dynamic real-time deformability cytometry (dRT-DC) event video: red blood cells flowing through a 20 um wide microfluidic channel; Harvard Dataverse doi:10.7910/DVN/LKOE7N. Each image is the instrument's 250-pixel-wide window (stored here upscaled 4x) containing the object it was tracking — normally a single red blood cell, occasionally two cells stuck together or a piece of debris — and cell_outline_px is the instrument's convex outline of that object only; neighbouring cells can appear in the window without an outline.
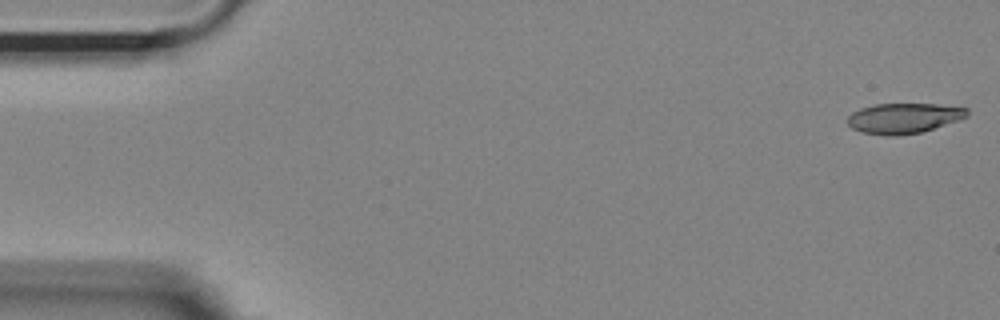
{"species": "Egyptian fruit bat (a non-hibernating species)", "species_latin": "Rousettus aegyptiacus", "temperature_condition": "room temperature", "stored_images_in_passage": 8, "camera_frame_rate_fps": 3000, "um_per_image_px": 0.085, "animal": {"sex": "female"}, "frame": {"image": 1, "passage_image": 1, "time_ms": 0.0, "image_size_px": [1000, 320], "cell_outline_px": [[968, 116], [920, 132], [896, 136], [884, 136], [860, 132], [852, 128], [848, 124], [848, 116], [852, 112], [860, 108], [876, 104], [936, 104], [968, 108]], "centroid_in_image_um": [76.76, 10.05], "position_along_channel_um": 8.2, "area_um2": 20.92}}